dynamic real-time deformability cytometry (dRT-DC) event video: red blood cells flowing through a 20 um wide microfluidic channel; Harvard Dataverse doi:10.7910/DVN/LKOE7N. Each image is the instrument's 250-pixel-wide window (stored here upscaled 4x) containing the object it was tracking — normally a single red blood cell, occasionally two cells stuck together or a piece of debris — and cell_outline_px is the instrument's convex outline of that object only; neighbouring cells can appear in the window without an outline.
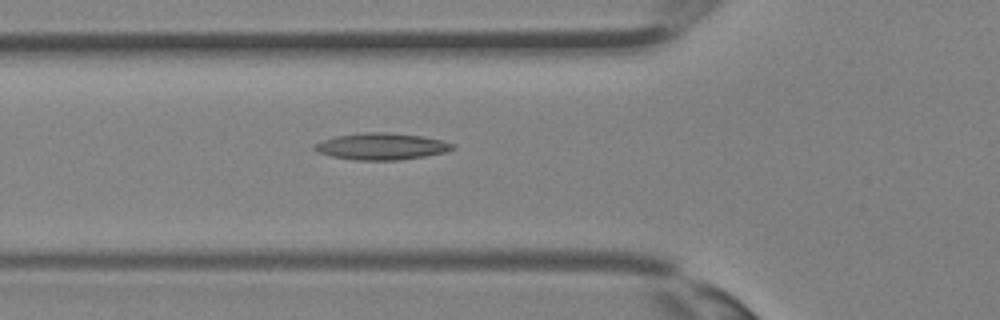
{"species": "Egyptian fruit bat (a non-hibernating species)", "species_latin": "Rousettus aegyptiacus", "temperature_condition": "room temperature", "stored_images_in_passage": 27, "camera_frame_rate_fps": 3000, "um_per_image_px": 0.085, "animal": {"sex": "female"}, "frame": {"image": 1, "passage_image": 4, "time_ms": 1.0, "image_size_px": [1000, 320], "cell_outline_px": [[456, 148], [444, 152], [424, 156], [396, 160], [356, 160], [332, 156], [320, 152], [312, 148], [312, 144], [336, 136], [364, 132], [384, 132], [420, 136], [440, 140], [456, 144]], "centroid_in_image_um": [32.42, 12.44], "position_along_channel_um": 93.4, "area_um2": 21.21}}
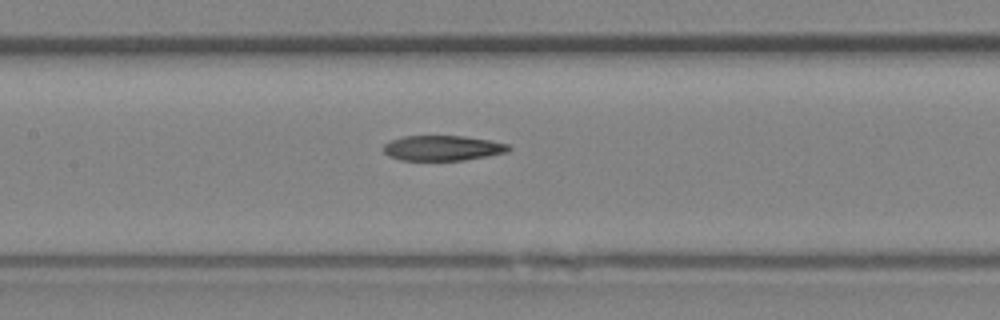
{"frame": {"image": 2, "passage_image": 8, "time_ms": 2.333, "image_size_px": [1000, 320], "cell_outline_px": [[512, 148], [508, 152], [488, 156], [464, 160], [400, 160], [388, 156], [384, 152], [384, 144], [392, 140], [404, 136], [464, 136], [488, 140], [508, 144]], "centroid_in_image_um": [37.63, 12.59], "position_along_channel_um": 169.8, "area_um2": 18.32}}
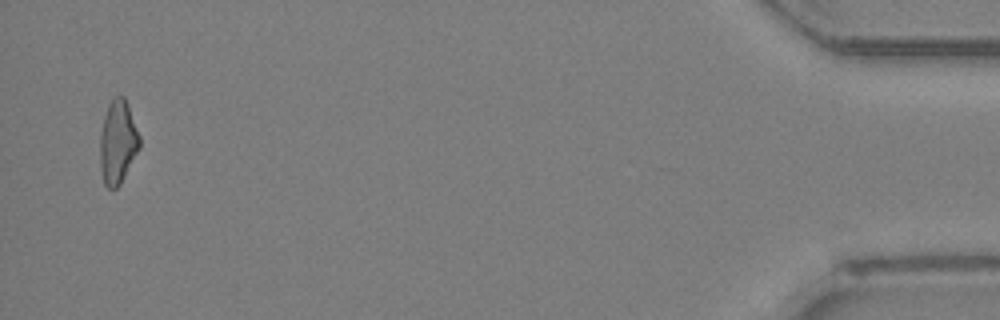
{"frame": {"image": 3, "passage_image": 26, "time_ms": 8.333, "image_size_px": [1000, 320], "cell_outline_px": [[140, 148], [120, 184], [116, 188], [108, 188], [104, 184], [100, 168], [100, 136], [104, 116], [108, 104], [116, 96], [124, 96], [128, 104], [140, 136]], "centroid_in_image_um": [10.01, 12.08], "position_along_channel_um": 425.2, "area_um2": 19.25}}